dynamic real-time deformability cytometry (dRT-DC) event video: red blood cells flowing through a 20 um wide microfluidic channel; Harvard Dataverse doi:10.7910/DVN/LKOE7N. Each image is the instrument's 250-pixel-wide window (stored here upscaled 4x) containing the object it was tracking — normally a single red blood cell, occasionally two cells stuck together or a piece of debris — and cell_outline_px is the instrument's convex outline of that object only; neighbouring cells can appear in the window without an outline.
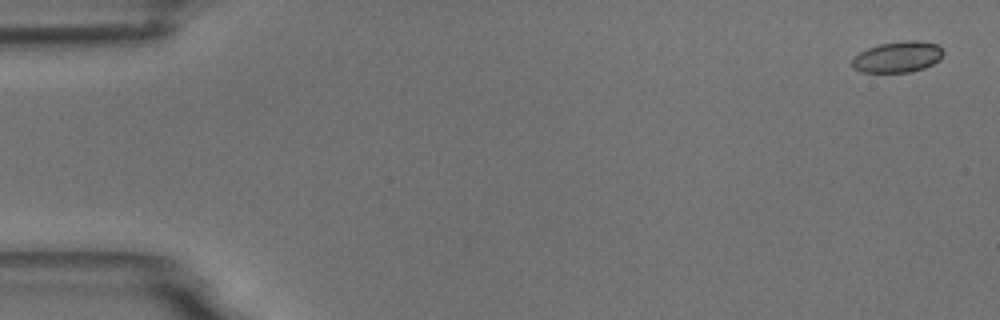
{"species": "common noctule bat (a hibernating species)", "species_latin": "Nyctalus noctula", "temperature_condition": "room temperature", "stored_images_in_passage": 5, "camera_frame_rate_fps": 3000, "um_per_image_px": 0.085, "animal": {"sex": "male", "body_mass_g": 18.8}, "frame": {"image": 1, "passage_image": 1, "time_ms": 0.0, "image_size_px": [1000, 320], "cell_outline_px": [[944, 52], [940, 60], [924, 68], [908, 72], [860, 72], [852, 68], [852, 60], [860, 52], [868, 48], [880, 44], [904, 40], [920, 40], [940, 44]], "centroid_in_image_um": [76.34, 4.83], "position_along_channel_um": 8.7, "area_um2": 16.65}}
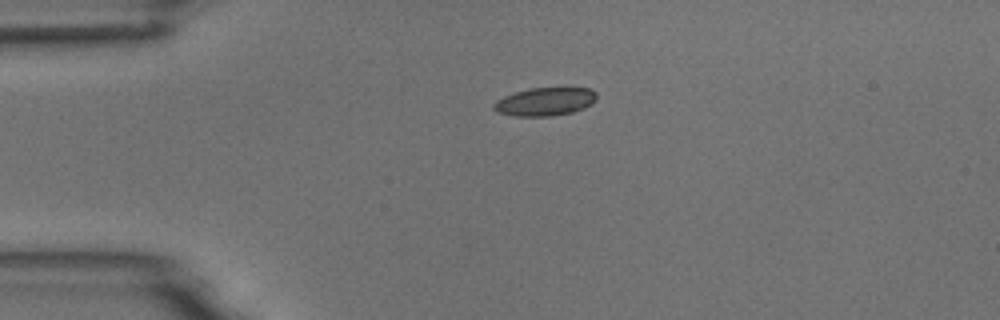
{"frame": {"image": 2, "passage_image": 4, "time_ms": 3.667, "image_size_px": [1000, 320], "cell_outline_px": [[596, 100], [592, 104], [584, 108], [572, 112], [552, 116], [516, 116], [496, 112], [492, 108], [492, 104], [496, 100], [504, 96], [516, 92], [532, 88], [592, 88], [596, 92]], "centroid_in_image_um": [46.32, 8.64], "position_along_channel_um": 38.7, "area_um2": 16.99}}